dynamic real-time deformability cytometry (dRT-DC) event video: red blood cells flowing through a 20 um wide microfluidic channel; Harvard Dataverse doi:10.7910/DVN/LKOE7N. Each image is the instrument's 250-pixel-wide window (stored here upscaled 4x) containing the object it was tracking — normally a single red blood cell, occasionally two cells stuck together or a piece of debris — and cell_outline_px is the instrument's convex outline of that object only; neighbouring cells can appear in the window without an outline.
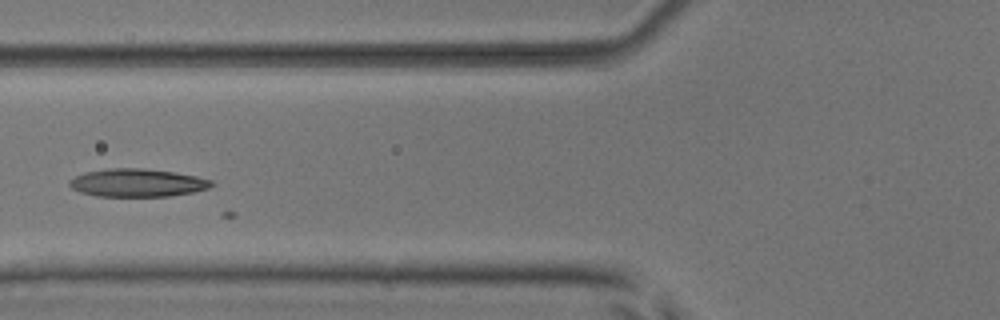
{"species": "common noctule bat (a hibernating species)", "species_latin": "Nyctalus noctula", "temperature_condition": "room temperature", "stored_images_in_passage": 8, "camera_frame_rate_fps": 3000, "um_per_image_px": 0.085, "animal": {"sex": "male", "body_mass_g": 17.9, "forearm_length_mm": 54.2}, "frame": {"image": 1, "passage_image": 5, "time_ms": 4.667, "image_size_px": [1000, 320], "cell_outline_px": [[216, 184], [208, 188], [192, 192], [168, 196], [96, 196], [80, 192], [72, 188], [68, 184], [68, 180], [84, 172], [108, 168], [144, 168], [176, 172], [196, 176], [212, 180]], "centroid_in_image_um": [11.67, 15.53], "position_along_channel_um": 114.1, "area_um2": 23.29}}